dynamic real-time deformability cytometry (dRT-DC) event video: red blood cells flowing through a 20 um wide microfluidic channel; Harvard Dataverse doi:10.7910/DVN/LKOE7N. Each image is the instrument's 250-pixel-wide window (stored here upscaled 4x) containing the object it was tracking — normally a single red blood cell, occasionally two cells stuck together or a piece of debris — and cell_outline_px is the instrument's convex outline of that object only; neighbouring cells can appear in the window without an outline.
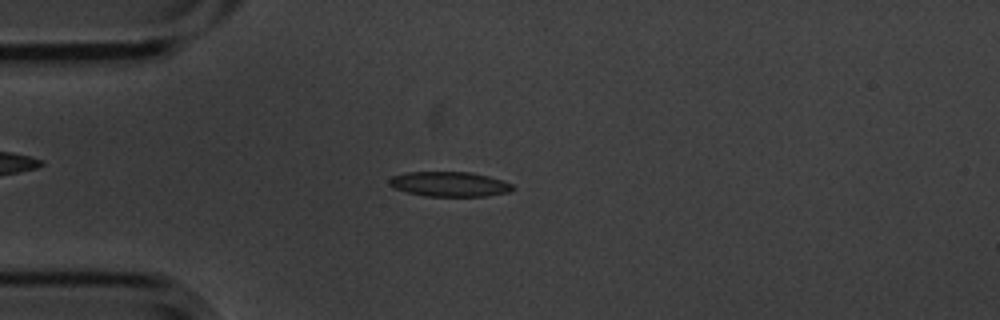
{"species": "common noctule bat (a hibernating species)", "species_latin": "Nyctalus noctula", "temperature_condition": "cold", "stored_images_in_passage": 5, "camera_frame_rate_fps": 3000, "um_per_image_px": 0.085, "animal": {"sex": "male", "body_mass_g": 20.1, "forearm_length_mm": 53.5}, "frame": {"image": 1, "passage_image": 4, "time_ms": 1.0, "image_size_px": [1000, 320], "cell_outline_px": [[516, 188], [508, 192], [488, 196], [424, 196], [408, 192], [396, 188], [388, 184], [388, 180], [392, 176], [408, 172], [468, 172], [488, 176], [512, 184]], "centroid_in_image_um": [38.21, 15.65], "position_along_channel_um": 46.8, "area_um2": 17.74}}